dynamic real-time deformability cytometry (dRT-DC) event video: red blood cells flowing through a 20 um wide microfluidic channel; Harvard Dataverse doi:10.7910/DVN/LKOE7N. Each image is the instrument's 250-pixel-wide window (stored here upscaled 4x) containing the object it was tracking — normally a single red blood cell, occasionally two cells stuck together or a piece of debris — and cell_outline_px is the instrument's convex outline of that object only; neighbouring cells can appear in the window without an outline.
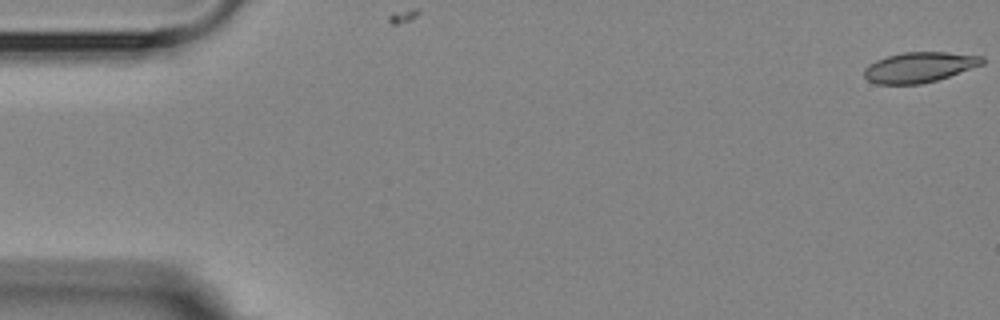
{"species": "Egyptian fruit bat (a non-hibernating species)", "species_latin": "Rousettus aegyptiacus", "temperature_condition": "room temperature", "stored_images_in_passage": 2, "camera_frame_rate_fps": 3000, "um_per_image_px": 0.085, "animal": {"sex": "female"}, "frame": {"image": 1, "passage_image": 1, "time_ms": 0.0, "image_size_px": [1000, 320], "cell_outline_px": [[984, 64], [936, 80], [920, 84], [876, 84], [868, 80], [864, 76], [864, 68], [868, 64], [876, 60], [888, 56], [904, 52], [948, 52], [984, 56]], "centroid_in_image_um": [78.13, 5.71], "position_along_channel_um": 6.9, "area_um2": 20.81}}